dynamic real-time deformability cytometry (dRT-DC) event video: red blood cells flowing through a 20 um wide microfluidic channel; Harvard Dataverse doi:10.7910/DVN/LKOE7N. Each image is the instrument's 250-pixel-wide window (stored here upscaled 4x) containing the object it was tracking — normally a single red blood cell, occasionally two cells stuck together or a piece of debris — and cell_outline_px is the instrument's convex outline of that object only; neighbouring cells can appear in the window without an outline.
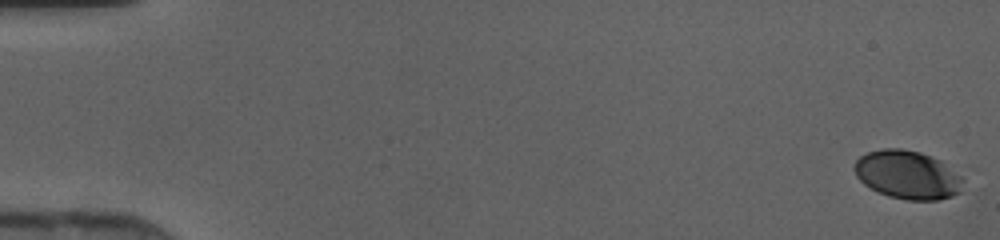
{"species": "human", "species_latin": "Homo sapiens", "temperature_condition": "cold", "stored_images_in_passage": 47, "camera_frame_rate_fps": 3000, "um_per_image_px": 0.085, "donor": {"sex": "female"}, "frame": {"image": 1, "passage_image": 1, "time_ms": 0.0, "image_size_px": [1000, 240], "cell_outline_px": [[964, 180], [960, 192], [952, 196], [940, 200], [908, 200], [888, 196], [864, 184], [856, 176], [852, 168], [856, 160], [860, 156], [868, 152], [884, 148], [900, 148], [920, 152], [940, 160], [960, 176]], "centroid_in_image_um": [77.12, 14.86], "position_along_channel_um": 7.9, "area_um2": 30.63}}
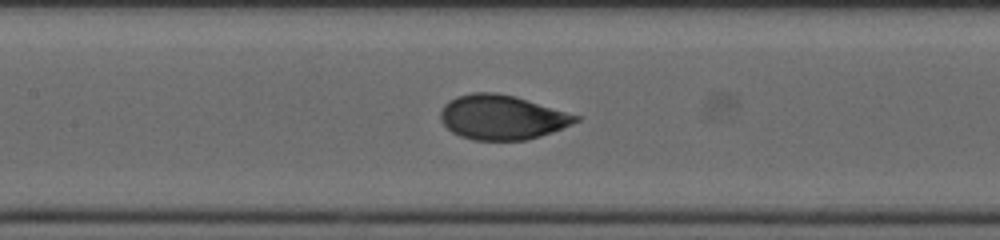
{"frame": {"image": 2, "passage_image": 23, "time_ms": 7.333, "image_size_px": [1000, 240], "cell_outline_px": [[580, 120], [572, 124], [552, 132], [540, 136], [524, 140], [472, 140], [460, 136], [452, 132], [440, 120], [440, 112], [444, 104], [448, 100], [456, 96], [472, 92], [496, 92], [516, 96], [580, 116]], "centroid_in_image_um": [42.64, 9.96], "position_along_channel_um": 164.8, "area_um2": 35.2}}
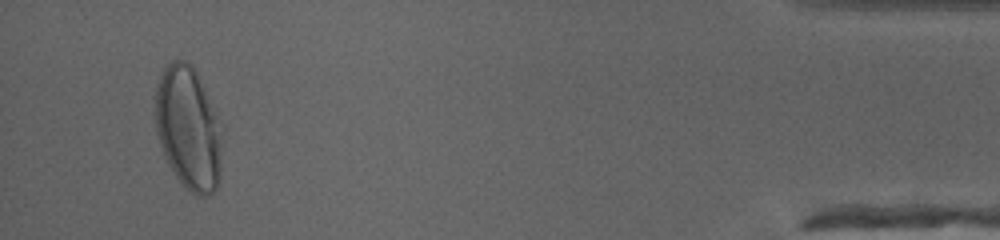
{"frame": {"image": 3, "passage_image": 45, "time_ms": 14.667, "image_size_px": [1000, 240], "cell_outline_px": [[220, 180], [216, 188], [208, 196], [196, 196], [180, 184], [168, 164], [164, 156], [160, 144], [156, 128], [156, 84], [164, 68], [172, 60], [184, 60], [192, 64], [204, 88], [216, 116], [220, 144]], "centroid_in_image_um": [15.97, 10.93], "position_along_channel_um": 419.2, "area_um2": 47.28}}